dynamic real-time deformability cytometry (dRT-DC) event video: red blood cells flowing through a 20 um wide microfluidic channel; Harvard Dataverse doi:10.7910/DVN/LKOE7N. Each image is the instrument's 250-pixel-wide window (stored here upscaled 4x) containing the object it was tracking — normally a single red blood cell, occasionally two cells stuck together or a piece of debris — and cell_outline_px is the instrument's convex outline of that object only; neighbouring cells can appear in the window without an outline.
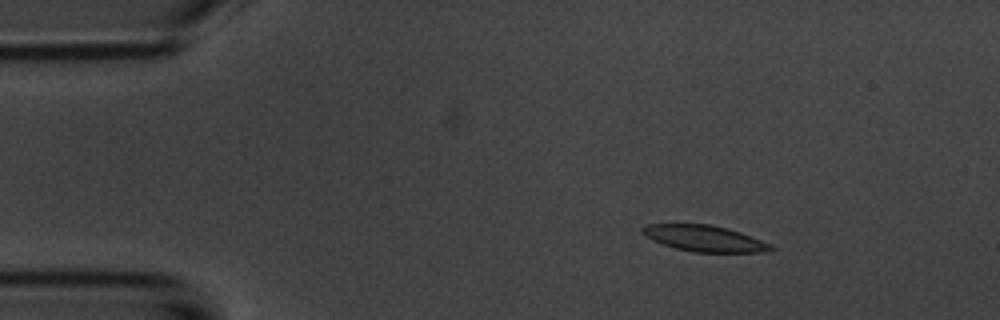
{"species": "common noctule bat (a hibernating species)", "species_latin": "Nyctalus noctula", "temperature_condition": "room temperature", "stored_images_in_passage": 5, "camera_frame_rate_fps": 3000, "um_per_image_px": 0.085, "animal": {"sex": "male", "body_mass_g": 20.1, "forearm_length_mm": 53.5}, "frame": {"image": 1, "passage_image": 3, "time_ms": 2.333, "image_size_px": [1000, 320], "cell_outline_px": [[776, 248], [764, 252], [692, 252], [676, 248], [652, 240], [644, 236], [640, 232], [640, 228], [648, 224], [712, 224], [728, 228], [740, 232], [772, 244]], "centroid_in_image_um": [59.87, 20.26], "position_along_channel_um": 25.1, "area_um2": 19.65}}